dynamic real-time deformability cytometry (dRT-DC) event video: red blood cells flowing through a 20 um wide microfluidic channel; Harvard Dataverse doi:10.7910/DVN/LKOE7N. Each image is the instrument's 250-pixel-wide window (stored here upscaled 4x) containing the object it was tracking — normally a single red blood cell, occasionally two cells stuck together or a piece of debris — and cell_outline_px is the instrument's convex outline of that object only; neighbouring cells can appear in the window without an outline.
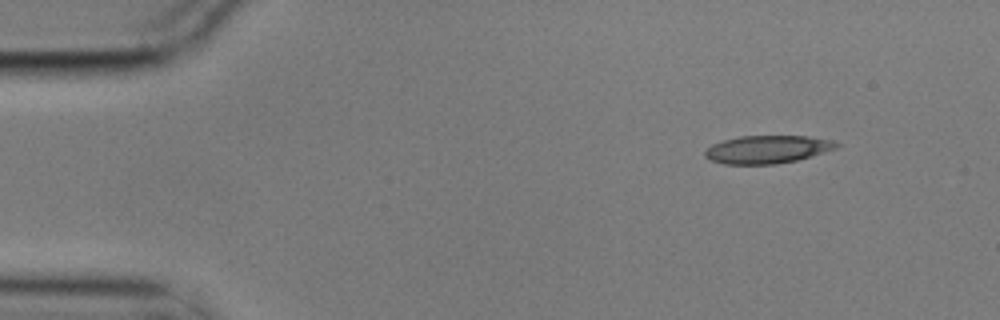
{"species": "common noctule bat (a hibernating species)", "species_latin": "Nyctalus noctula", "temperature_condition": "cold", "stored_images_in_passage": 5, "camera_frame_rate_fps": 3000, "um_per_image_px": 0.085, "animal": {"sex": "male", "body_mass_g": 17.9}, "frame": {"image": 1, "passage_image": 1, "time_ms": 0.0, "image_size_px": [1000, 320], "cell_outline_px": [[840, 144], [836, 148], [812, 156], [796, 160], [776, 164], [724, 164], [712, 160], [704, 156], [704, 152], [712, 144], [724, 140], [740, 136], [808, 136], [832, 140]], "centroid_in_image_um": [65.23, 12.69], "position_along_channel_um": 19.8, "area_um2": 21.27}}
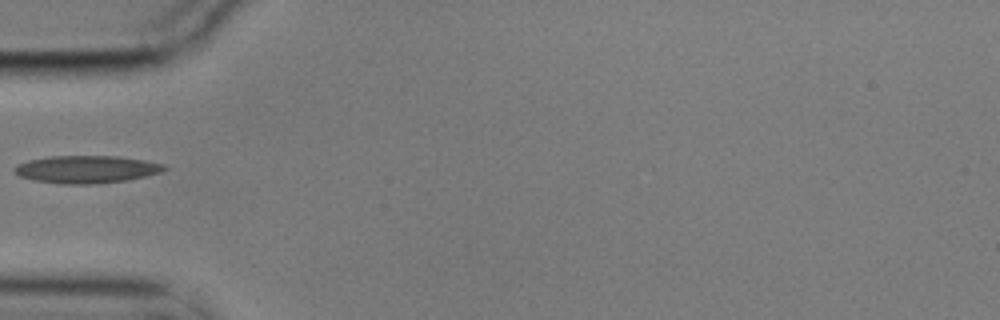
{"frame": {"image": 2, "passage_image": 4, "time_ms": 1.0, "image_size_px": [1000, 320], "cell_outline_px": [[168, 168], [160, 172], [128, 180], [96, 184], [60, 184], [36, 180], [20, 176], [12, 168], [16, 164], [28, 160], [52, 156], [120, 156], [144, 160], [164, 164]], "centroid_in_image_um": [7.35, 14.39], "position_along_channel_um": 77.6, "area_um2": 24.04}}
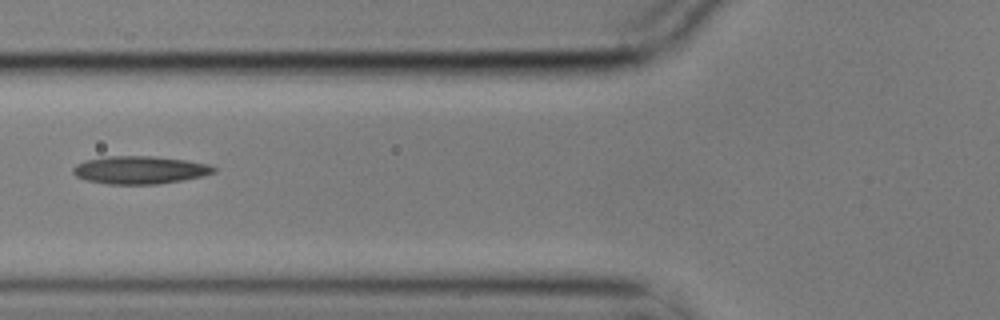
{"frame": {"image": 3, "passage_image": 5, "time_ms": 1.333, "image_size_px": [1000, 320], "cell_outline_px": [[216, 172], [204, 176], [156, 184], [108, 184], [88, 180], [76, 176], [72, 172], [72, 168], [76, 164], [84, 160], [104, 156], [152, 156], [184, 160], [208, 164], [216, 168]], "centroid_in_image_um": [11.86, 14.44], "position_along_channel_um": 113.9, "area_um2": 22.77}}